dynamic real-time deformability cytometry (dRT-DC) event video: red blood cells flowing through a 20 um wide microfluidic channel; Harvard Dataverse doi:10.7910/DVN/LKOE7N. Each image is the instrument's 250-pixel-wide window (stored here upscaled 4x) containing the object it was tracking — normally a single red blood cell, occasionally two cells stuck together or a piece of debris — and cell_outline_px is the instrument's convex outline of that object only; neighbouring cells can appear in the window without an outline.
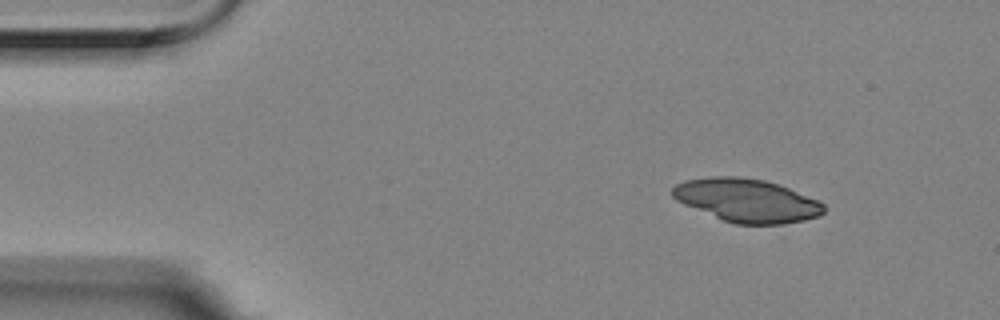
{"species": "Egyptian fruit bat (a non-hibernating species)", "species_latin": "Rousettus aegyptiacus", "temperature_condition": "room temperature", "stored_images_in_passage": 2, "camera_frame_rate_fps": 3000, "um_per_image_px": 0.085, "animal": {"sex": "female"}, "frame": {"image": 1, "passage_image": 1, "time_ms": 0.0, "image_size_px": [1000, 320], "cell_outline_px": [[824, 212], [820, 216], [804, 220], [784, 224], [736, 224], [724, 220], [684, 204], [676, 200], [672, 196], [672, 188], [676, 184], [684, 180], [712, 176], [736, 176], [764, 180], [788, 188], [816, 200], [824, 204]], "centroid_in_image_um": [63.46, 17.03], "position_along_channel_um": 21.5, "area_um2": 37.8}}